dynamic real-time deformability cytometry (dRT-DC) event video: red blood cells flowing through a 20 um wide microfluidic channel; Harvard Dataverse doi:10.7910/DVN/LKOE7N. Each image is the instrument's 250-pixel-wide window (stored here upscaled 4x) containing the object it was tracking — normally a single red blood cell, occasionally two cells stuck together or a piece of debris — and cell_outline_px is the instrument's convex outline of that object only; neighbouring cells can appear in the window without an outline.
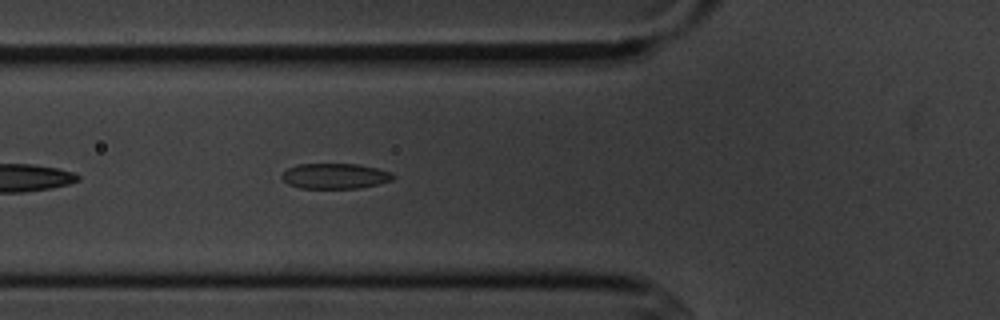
{"species": "common noctule bat (a hibernating species)", "species_latin": "Nyctalus noctula", "temperature_condition": "cold", "stored_images_in_passage": 5, "camera_frame_rate_fps": 3000, "um_per_image_px": 0.085, "animal": {"sex": "male", "body_mass_g": 20.1, "forearm_length_mm": 53.5}, "frame": {"image": 1, "passage_image": 5, "time_ms": 5.333, "image_size_px": [1000, 320], "cell_outline_px": [[396, 176], [392, 180], [360, 188], [300, 188], [288, 184], [280, 176], [288, 168], [296, 164], [356, 164], [380, 168], [392, 172]], "centroid_in_image_um": [28.5, 14.96], "position_along_channel_um": 97.3, "area_um2": 16.53}}